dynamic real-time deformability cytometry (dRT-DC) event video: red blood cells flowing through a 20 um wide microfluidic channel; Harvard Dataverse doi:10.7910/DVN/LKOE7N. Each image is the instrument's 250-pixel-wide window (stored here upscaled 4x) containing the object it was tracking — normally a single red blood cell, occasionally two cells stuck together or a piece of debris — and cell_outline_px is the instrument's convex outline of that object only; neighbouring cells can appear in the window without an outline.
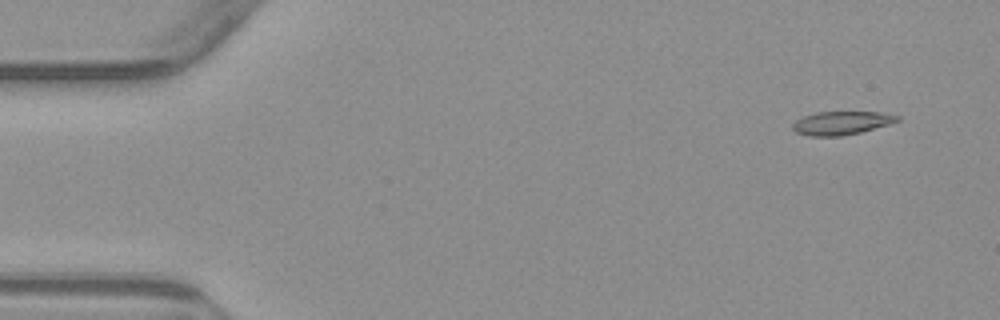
{"species": "common noctule bat (a hibernating species)", "species_latin": "Nyctalus noctula", "temperature_condition": "warm", "stored_images_in_passage": 5, "camera_frame_rate_fps": 3000, "um_per_image_px": 0.085, "animal": {"sex": "male", "body_mass_g": 23.1, "forearm_length_mm": 52.7}, "frame": {"image": 1, "passage_image": 2, "time_ms": 1.0, "image_size_px": [1000, 320], "cell_outline_px": [[900, 120], [888, 124], [860, 132], [840, 136], [808, 136], [796, 132], [792, 128], [792, 124], [796, 120], [804, 116], [816, 112], [880, 112], [900, 116]], "centroid_in_image_um": [71.5, 10.45], "position_along_channel_um": 13.5, "area_um2": 14.16}}
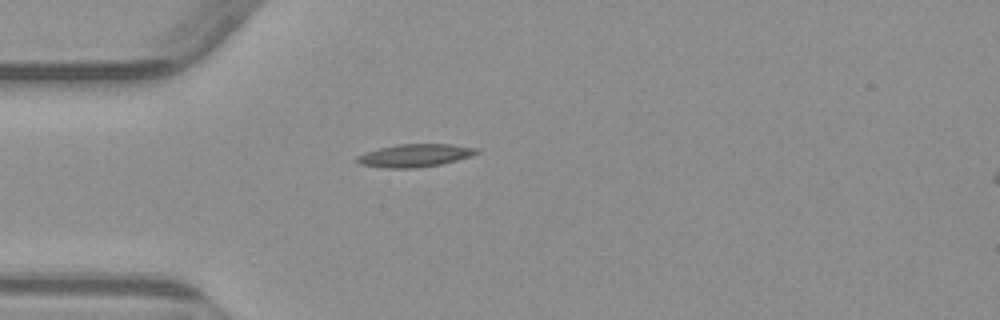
{"frame": {"image": 2, "passage_image": 5, "time_ms": 4.667, "image_size_px": [1000, 320], "cell_outline_px": [[480, 152], [456, 160], [440, 164], [416, 168], [384, 168], [360, 164], [356, 160], [356, 156], [364, 152], [396, 144], [452, 144], [480, 148]], "centroid_in_image_um": [35.25, 13.21], "position_along_channel_um": 49.8, "area_um2": 15.95}}